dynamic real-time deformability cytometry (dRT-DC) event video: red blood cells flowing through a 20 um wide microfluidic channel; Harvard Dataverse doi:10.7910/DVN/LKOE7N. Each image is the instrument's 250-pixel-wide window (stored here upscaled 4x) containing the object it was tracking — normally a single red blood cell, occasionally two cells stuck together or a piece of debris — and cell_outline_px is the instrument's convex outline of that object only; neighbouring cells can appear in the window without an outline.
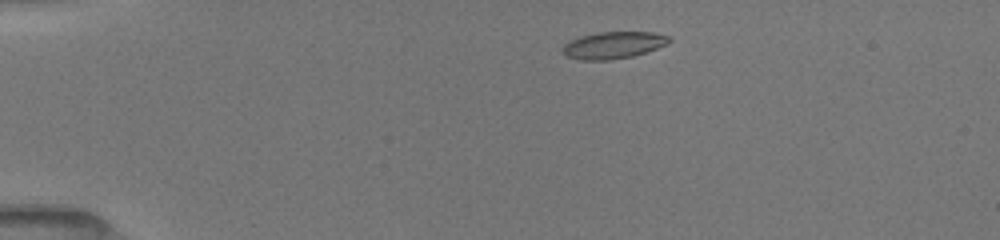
{"species": "common noctule bat (a hibernating species)", "species_latin": "Nyctalus noctula", "temperature_condition": "room temperature", "stored_images_in_passage": 8, "camera_frame_rate_fps": 3000, "um_per_image_px": 0.085, "animal": {"sex": "female", "body_mass_g": 19.5, "forearm_length_mm": 54.1}, "frame": {"image": 1, "passage_image": 2, "time_ms": 1.0, "image_size_px": [1000, 240], "cell_outline_px": [[672, 40], [668, 44], [632, 56], [608, 60], [580, 60], [568, 56], [564, 52], [564, 44], [568, 40], [580, 36], [596, 32], [652, 32], [668, 36]], "centroid_in_image_um": [52.13, 3.82], "position_along_channel_um": 32.9, "area_um2": 16.59}}
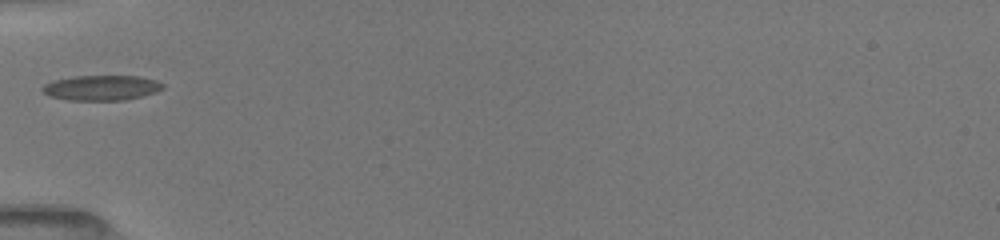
{"frame": {"image": 2, "passage_image": 5, "time_ms": 3.667, "image_size_px": [1000, 240], "cell_outline_px": [[164, 88], [156, 92], [124, 100], [68, 100], [48, 96], [40, 88], [44, 84], [52, 80], [76, 76], [140, 76], [156, 80], [164, 84]], "centroid_in_image_um": [8.6, 7.46], "position_along_channel_um": 76.4, "area_um2": 17.69}}
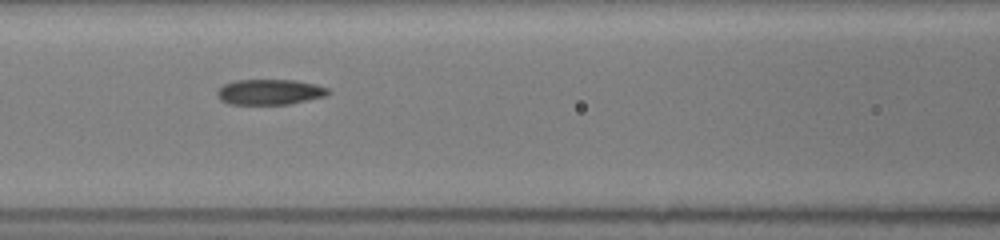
{"frame": {"image": 3, "passage_image": 7, "time_ms": 5.333, "image_size_px": [1000, 240], "cell_outline_px": [[332, 92], [324, 96], [288, 104], [228, 104], [220, 100], [216, 96], [216, 92], [224, 84], [236, 80], [296, 80], [316, 84], [328, 88]], "centroid_in_image_um": [22.91, 7.81], "position_along_channel_um": 143.7, "area_um2": 16.47}}